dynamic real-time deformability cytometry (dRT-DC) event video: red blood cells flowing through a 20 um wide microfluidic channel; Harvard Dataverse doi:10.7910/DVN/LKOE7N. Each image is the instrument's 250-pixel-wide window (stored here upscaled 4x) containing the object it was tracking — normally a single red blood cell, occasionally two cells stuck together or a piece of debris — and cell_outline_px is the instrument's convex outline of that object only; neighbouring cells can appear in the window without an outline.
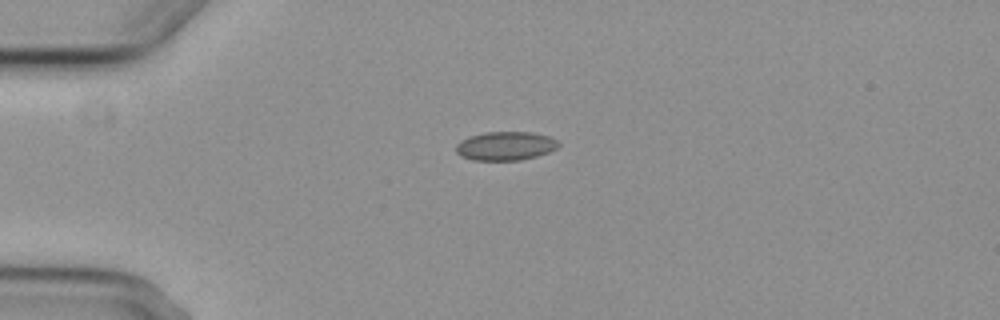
{"species": "common noctule bat (a hibernating species)", "species_latin": "Nyctalus noctula", "temperature_condition": "cold", "stored_images_in_passage": 6, "camera_frame_rate_fps": 3000, "um_per_image_px": 0.085, "animal": {"sex": "female", "body_mass_g": 29.2, "forearm_length_mm": 56.3}, "frame": {"image": 1, "passage_image": 1, "time_ms": 0.0, "image_size_px": [1000, 320], "cell_outline_px": [[560, 144], [556, 148], [548, 152], [536, 156], [520, 160], [472, 160], [460, 156], [456, 152], [456, 144], [460, 140], [484, 132], [532, 132], [548, 136], [556, 140]], "centroid_in_image_um": [42.94, 12.41], "position_along_channel_um": 42.1, "area_um2": 17.11}}
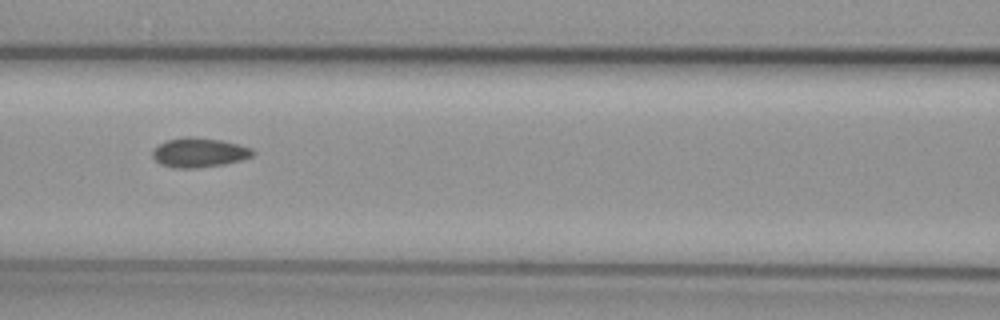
{"frame": {"image": 2, "passage_image": 4, "time_ms": 3.667, "image_size_px": [1000, 320], "cell_outline_px": [[256, 152], [252, 156], [240, 160], [224, 164], [196, 168], [176, 168], [160, 164], [152, 156], [152, 152], [160, 144], [168, 140], [184, 136], [192, 136], [220, 140], [252, 148]], "centroid_in_image_um": [16.93, 12.96], "position_along_channel_um": 149.7, "area_um2": 17.05}}
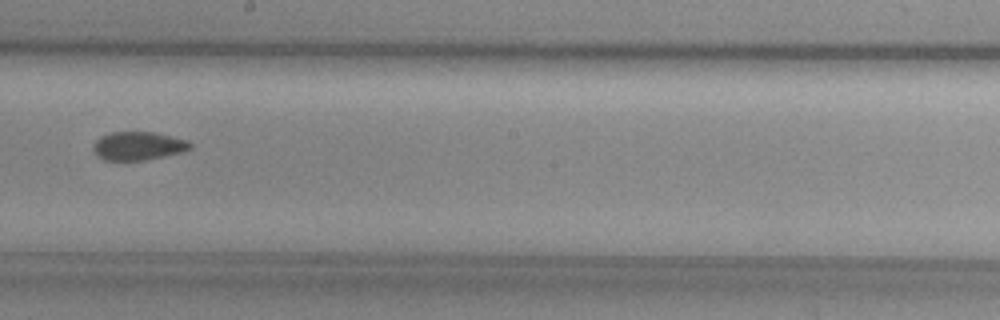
{"frame": {"image": 3, "passage_image": 6, "time_ms": 6.0, "image_size_px": [1000, 320], "cell_outline_px": [[192, 148], [184, 152], [144, 160], [104, 160], [96, 156], [92, 148], [92, 144], [100, 136], [112, 132], [152, 132], [188, 140], [192, 144]], "centroid_in_image_um": [11.73, 12.41], "position_along_channel_um": 236.5, "area_um2": 16.18}}